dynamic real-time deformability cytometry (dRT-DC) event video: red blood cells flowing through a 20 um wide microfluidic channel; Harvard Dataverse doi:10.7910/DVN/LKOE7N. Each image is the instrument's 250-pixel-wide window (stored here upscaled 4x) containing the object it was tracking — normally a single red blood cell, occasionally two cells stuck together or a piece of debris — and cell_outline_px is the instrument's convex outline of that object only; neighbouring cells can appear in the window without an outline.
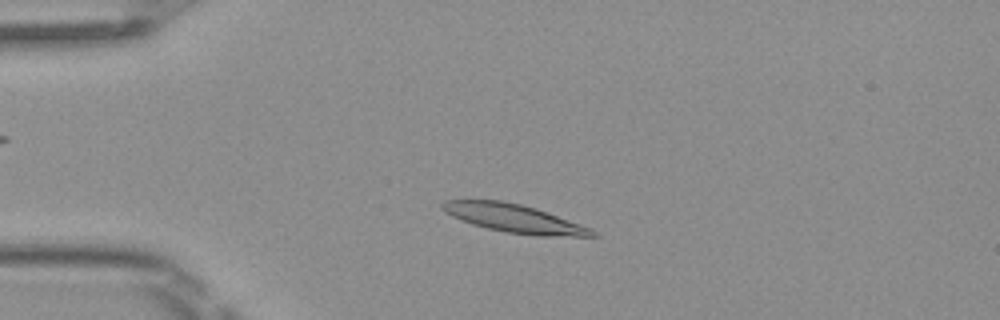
{"species": "Egyptian fruit bat (a non-hibernating species)", "species_latin": "Rousettus aegyptiacus", "temperature_condition": "room temperature", "stored_images_in_passage": 6, "camera_frame_rate_fps": 3000, "um_per_image_px": 0.085, "frame": {"image": 1, "passage_image": 2, "time_ms": 0.333, "image_size_px": [1000, 320], "cell_outline_px": [[600, 236], [536, 236], [508, 232], [488, 228], [472, 224], [460, 220], [444, 212], [440, 208], [440, 204], [444, 200], [500, 200], [520, 204], [536, 208], [592, 228]], "centroid_in_image_um": [43.69, 18.56], "position_along_channel_um": 41.3, "area_um2": 24.74}}
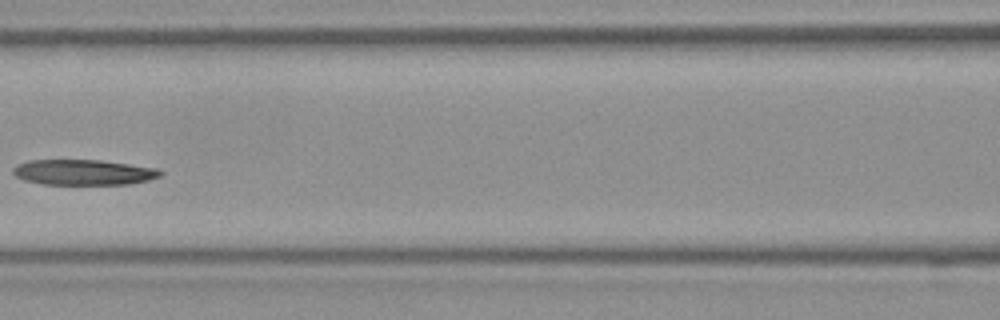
{"frame": {"image": 2, "passage_image": 5, "time_ms": 1.333, "image_size_px": [1000, 320], "cell_outline_px": [[164, 172], [160, 176], [148, 180], [128, 184], [44, 184], [24, 180], [16, 176], [12, 172], [12, 168], [16, 164], [28, 160], [100, 160], [160, 168]], "centroid_in_image_um": [7.11, 14.63], "position_along_channel_um": 159.5, "area_um2": 21.96}}
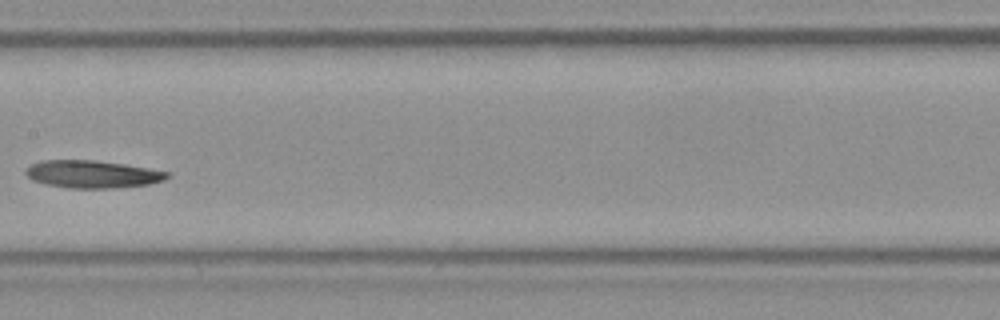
{"frame": {"image": 3, "passage_image": 6, "time_ms": 1.667, "image_size_px": [1000, 320], "cell_outline_px": [[168, 176], [164, 180], [148, 184], [112, 188], [68, 188], [44, 184], [32, 180], [24, 172], [32, 164], [40, 160], [96, 160], [124, 164], [148, 168], [168, 172]], "centroid_in_image_um": [7.81, 14.8], "position_along_channel_um": 199.6, "area_um2": 22.6}}